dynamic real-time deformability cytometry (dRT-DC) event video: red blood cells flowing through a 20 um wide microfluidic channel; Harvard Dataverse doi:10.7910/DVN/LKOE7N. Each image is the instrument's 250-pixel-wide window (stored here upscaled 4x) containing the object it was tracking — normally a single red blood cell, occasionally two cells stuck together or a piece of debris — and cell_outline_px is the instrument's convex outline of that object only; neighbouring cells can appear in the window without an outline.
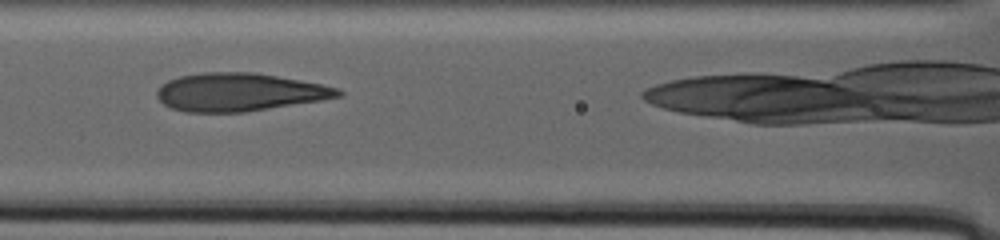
{"species": "human", "species_latin": "Homo sapiens", "temperature_condition": "warm", "stored_images_in_passage": 24, "camera_frame_rate_fps": 3000, "um_per_image_px": 0.085, "donor": {"sex": "male"}, "frame": {"image": 1, "passage_image": 5, "time_ms": 2.667, "image_size_px": [1000, 240], "cell_outline_px": [[344, 92], [340, 96], [320, 100], [244, 112], [188, 112], [172, 108], [164, 104], [156, 96], [156, 92], [168, 80], [180, 76], [200, 72], [256, 72], [300, 80], [320, 84], [336, 88]], "centroid_in_image_um": [20.32, 7.82], "position_along_channel_um": 146.3, "area_um2": 39.82}}
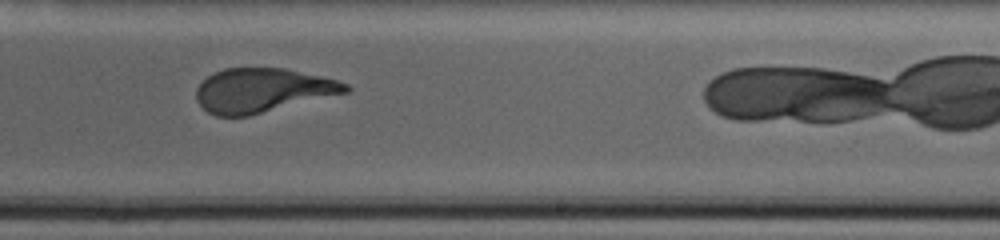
{"frame": {"image": 2, "passage_image": 13, "time_ms": 8.333, "image_size_px": [1000, 240], "cell_outline_px": [[352, 88], [348, 92], [248, 116], [216, 116], [208, 112], [196, 100], [196, 88], [208, 76], [224, 68], [284, 68], [320, 76], [336, 80], [348, 84]], "centroid_in_image_um": [22.3, 7.68], "position_along_channel_um": 266.7, "area_um2": 38.09}}
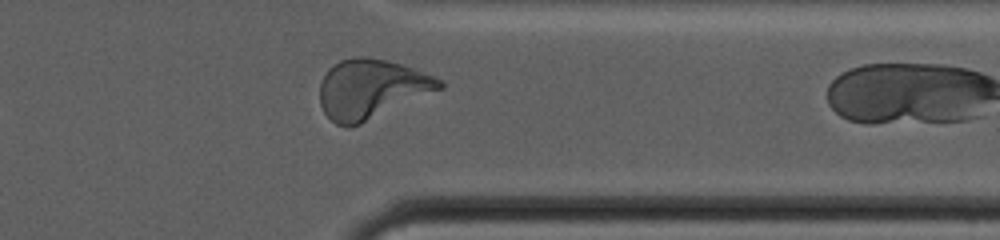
{"frame": {"image": 3, "passage_image": 21, "time_ms": 13.667, "image_size_px": [1000, 240], "cell_outline_px": [[444, 88], [360, 124], [348, 128], [344, 128], [336, 124], [324, 112], [320, 104], [320, 84], [328, 68], [332, 64], [340, 60], [352, 56], [364, 56], [388, 60], [412, 68], [444, 80]], "centroid_in_image_um": [31.55, 7.55], "position_along_channel_um": 379.9, "area_um2": 41.56}}